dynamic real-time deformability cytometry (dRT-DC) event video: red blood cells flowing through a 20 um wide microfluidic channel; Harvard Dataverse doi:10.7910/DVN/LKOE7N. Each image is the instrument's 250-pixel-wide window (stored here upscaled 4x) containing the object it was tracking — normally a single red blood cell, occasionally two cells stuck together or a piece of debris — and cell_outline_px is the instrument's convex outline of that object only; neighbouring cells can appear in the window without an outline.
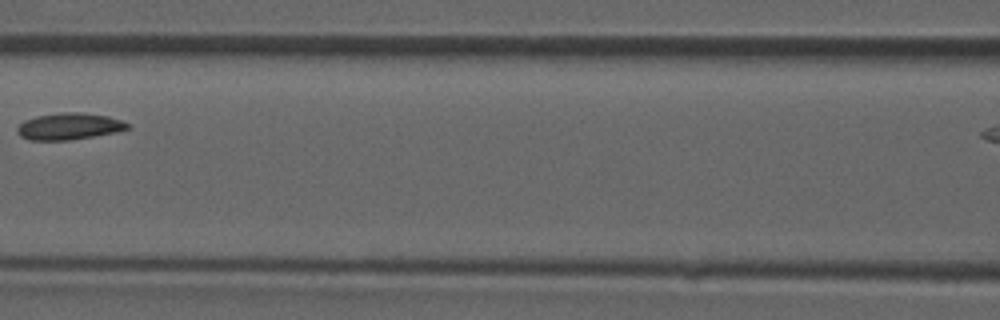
{"species": "common noctule bat (a hibernating species)", "species_latin": "Nyctalus noctula", "temperature_condition": "room temperature", "stored_images_in_passage": 3, "camera_frame_rate_fps": 3000, "um_per_image_px": 0.085, "animal": {"sex": "male", "forearm_length_mm": 52.5}, "frame": {"image": 1, "passage_image": 3, "time_ms": 0.667, "image_size_px": [1000, 320], "cell_outline_px": [[128, 128], [116, 132], [72, 140], [28, 140], [20, 136], [16, 132], [16, 128], [24, 120], [36, 116], [60, 112], [84, 112], [108, 116], [120, 120], [128, 124]], "centroid_in_image_um": [5.83, 10.74], "position_along_channel_um": 160.8, "area_um2": 17.22}}